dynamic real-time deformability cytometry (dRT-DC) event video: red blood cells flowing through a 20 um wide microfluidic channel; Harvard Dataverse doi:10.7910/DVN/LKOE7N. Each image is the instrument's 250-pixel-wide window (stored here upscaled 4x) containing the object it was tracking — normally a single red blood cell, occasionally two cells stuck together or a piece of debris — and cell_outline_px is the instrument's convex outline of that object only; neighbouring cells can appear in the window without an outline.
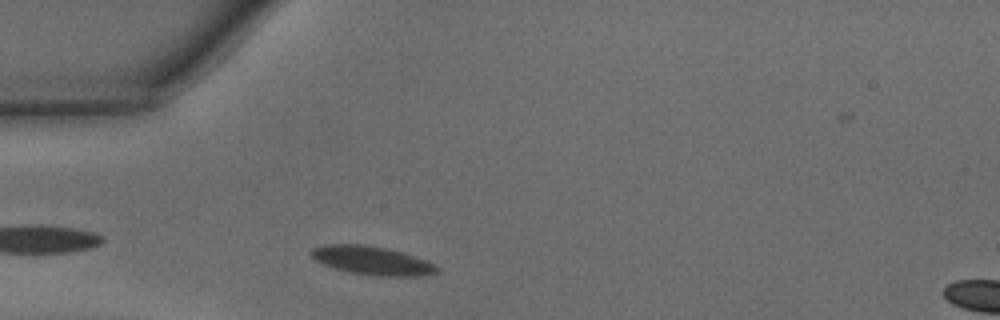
{"species": "common noctule bat (a hibernating species)", "species_latin": "Nyctalus noctula", "temperature_condition": "warm", "stored_images_in_passage": 21, "camera_frame_rate_fps": 3000, "um_per_image_px": 0.085, "animal": {"sex": "male", "body_mass_g": 15.6}, "frame": {"image": 1, "passage_image": 6, "time_ms": 1.667, "image_size_px": [1000, 320], "cell_outline_px": [[440, 272], [424, 276], [376, 276], [352, 272], [336, 268], [324, 264], [316, 260], [308, 252], [312, 248], [324, 244], [364, 244], [384, 248], [400, 252], [424, 260], [440, 268]], "centroid_in_image_um": [31.61, 22.14], "position_along_channel_um": 53.4, "area_um2": 20.69}}
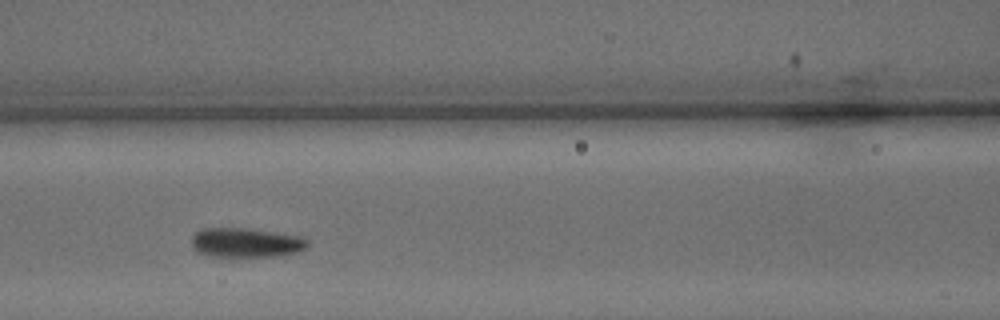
{"frame": {"image": 2, "passage_image": 13, "time_ms": 4.0, "image_size_px": [1000, 320], "cell_outline_px": [[308, 244], [304, 248], [296, 252], [276, 256], [208, 256], [200, 252], [192, 244], [192, 236], [200, 228], [244, 228], [296, 236], [308, 240]], "centroid_in_image_um": [20.85, 20.62], "position_along_channel_um": 145.7, "area_um2": 19.36}}
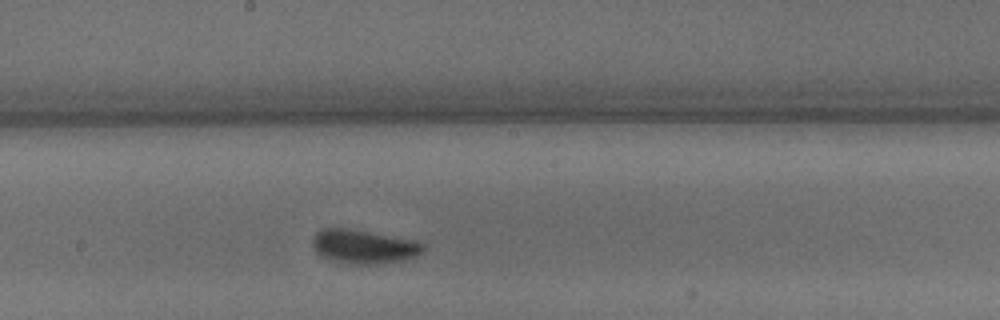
{"frame": {"image": 3, "passage_image": 18, "time_ms": 5.667, "image_size_px": [1000, 320], "cell_outline_px": [[424, 248], [416, 256], [400, 260], [372, 264], [352, 264], [332, 260], [316, 252], [312, 244], [312, 240], [316, 232], [324, 228], [348, 228], [416, 240], [424, 244]], "centroid_in_image_um": [30.9, 20.94], "position_along_channel_um": 217.3, "area_um2": 21.56}}